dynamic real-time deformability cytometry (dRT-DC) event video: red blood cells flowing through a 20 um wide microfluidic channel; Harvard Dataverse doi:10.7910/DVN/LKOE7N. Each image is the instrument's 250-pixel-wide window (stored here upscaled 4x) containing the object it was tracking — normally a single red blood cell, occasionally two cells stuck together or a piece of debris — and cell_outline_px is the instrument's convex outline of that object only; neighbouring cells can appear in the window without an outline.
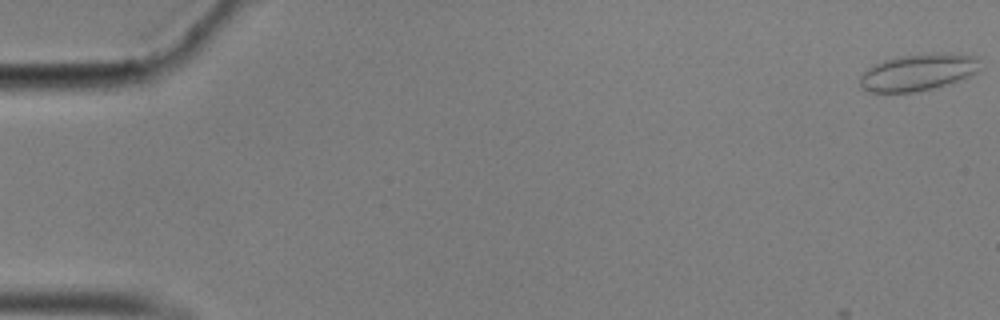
{"species": "common noctule bat (a hibernating species)", "species_latin": "Nyctalus noctula", "temperature_condition": "cold", "stored_images_in_passage": 6, "camera_frame_rate_fps": 3000, "um_per_image_px": 0.085, "animal": {"sex": "male", "body_mass_g": 17.9}, "frame": {"image": 1, "passage_image": 1, "time_ms": 0.0, "image_size_px": [1000, 320], "cell_outline_px": [[980, 68], [976, 72], [968, 76], [932, 88], [912, 92], [868, 92], [860, 84], [860, 76], [872, 64], [884, 60], [900, 56], [976, 56]], "centroid_in_image_um": [77.92, 6.19], "position_along_channel_um": 7.1, "area_um2": 24.28}}